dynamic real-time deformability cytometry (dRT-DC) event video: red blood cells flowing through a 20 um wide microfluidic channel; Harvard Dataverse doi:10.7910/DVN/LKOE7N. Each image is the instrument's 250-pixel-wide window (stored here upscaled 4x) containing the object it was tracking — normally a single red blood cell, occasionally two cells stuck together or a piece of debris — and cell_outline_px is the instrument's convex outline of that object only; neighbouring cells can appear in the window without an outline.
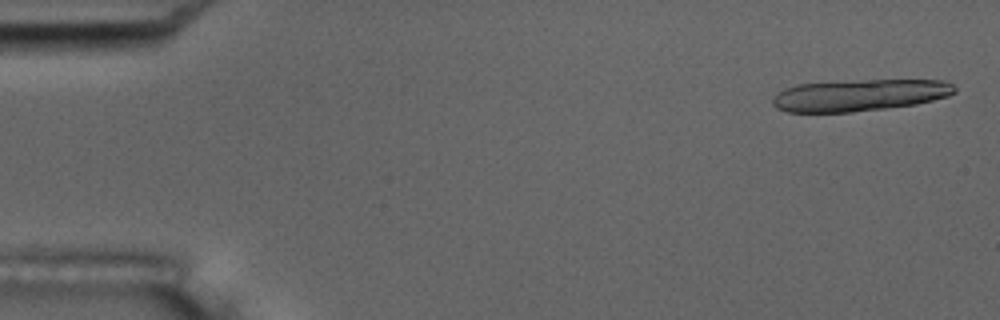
{"species": "common noctule bat (a hibernating species)", "species_latin": "Nyctalus noctula", "temperature_condition": "room temperature", "stored_images_in_passage": 17, "camera_frame_rate_fps": 3000, "um_per_image_px": 0.085, "animal": {"sex": "male", "body_mass_g": 17.5, "forearm_length_mm": 52.3}, "frame": {"image": 1, "passage_image": 1, "time_ms": 0.0, "image_size_px": [1000, 320], "cell_outline_px": [[956, 92], [948, 96], [916, 104], [884, 108], [848, 112], [788, 112], [776, 108], [772, 104], [772, 100], [784, 88], [796, 84], [872, 80], [944, 80], [952, 84], [956, 88]], "centroid_in_image_um": [73.07, 8.09], "position_along_channel_um": 11.9, "area_um2": 33.35}}